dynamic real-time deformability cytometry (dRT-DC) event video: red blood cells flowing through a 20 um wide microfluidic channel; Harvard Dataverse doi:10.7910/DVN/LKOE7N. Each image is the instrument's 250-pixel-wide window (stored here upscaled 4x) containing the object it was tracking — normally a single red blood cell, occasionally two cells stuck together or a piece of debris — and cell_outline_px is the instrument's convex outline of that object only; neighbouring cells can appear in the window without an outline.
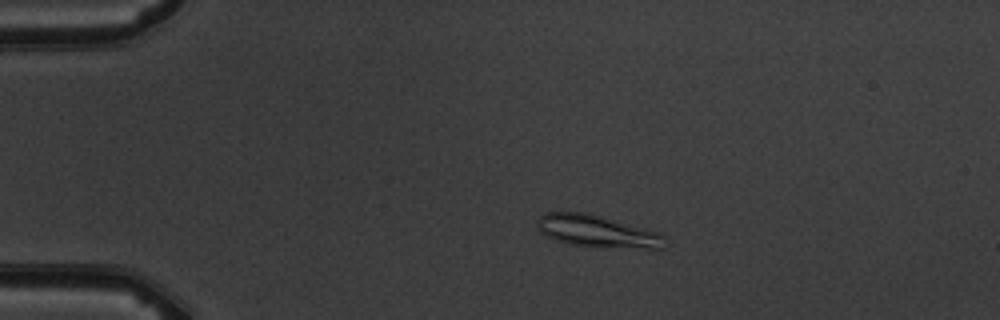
{"species": "common noctule bat (a hibernating species)", "species_latin": "Nyctalus noctula", "temperature_condition": "warm", "stored_images_in_passage": 5, "camera_frame_rate_fps": 3000, "um_per_image_px": 0.085, "animal": {"sex": "male", "body_mass_g": 19.5, "forearm_length_mm": 54.6}, "frame": {"image": 1, "passage_image": 4, "time_ms": 3.333, "image_size_px": [1000, 320], "cell_outline_px": [[664, 236], [660, 248], [648, 248], [576, 244], [556, 240], [544, 236], [540, 232], [536, 224], [536, 220], [544, 212], [588, 212], [660, 232]], "centroid_in_image_um": [50.67, 19.6], "position_along_channel_um": 34.3, "area_um2": 23.29}}